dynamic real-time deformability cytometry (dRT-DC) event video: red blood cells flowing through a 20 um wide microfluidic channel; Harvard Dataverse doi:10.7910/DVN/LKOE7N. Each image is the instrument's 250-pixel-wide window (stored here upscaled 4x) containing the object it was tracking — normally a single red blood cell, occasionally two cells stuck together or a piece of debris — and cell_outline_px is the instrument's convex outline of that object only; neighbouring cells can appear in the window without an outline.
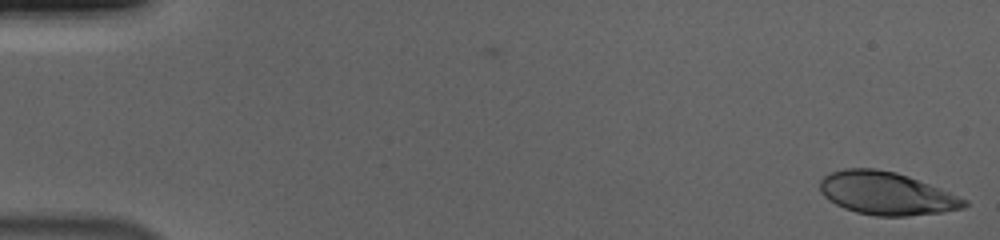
{"species": "human", "species_latin": "Homo sapiens", "temperature_condition": "cold", "stored_images_in_passage": 7, "camera_frame_rate_fps": 3000, "um_per_image_px": 0.085, "donor": {"sex": "male"}, "frame": {"image": 1, "passage_image": 1, "time_ms": 0.0, "image_size_px": [1000, 240], "cell_outline_px": [[968, 204], [964, 208], [944, 212], [908, 216], [876, 216], [856, 212], [844, 208], [828, 200], [820, 192], [820, 180], [828, 172], [844, 168], [876, 168], [896, 172], [908, 176], [940, 188], [968, 200]], "centroid_in_image_um": [75.33, 16.43], "position_along_channel_um": 9.7, "area_um2": 36.3}}